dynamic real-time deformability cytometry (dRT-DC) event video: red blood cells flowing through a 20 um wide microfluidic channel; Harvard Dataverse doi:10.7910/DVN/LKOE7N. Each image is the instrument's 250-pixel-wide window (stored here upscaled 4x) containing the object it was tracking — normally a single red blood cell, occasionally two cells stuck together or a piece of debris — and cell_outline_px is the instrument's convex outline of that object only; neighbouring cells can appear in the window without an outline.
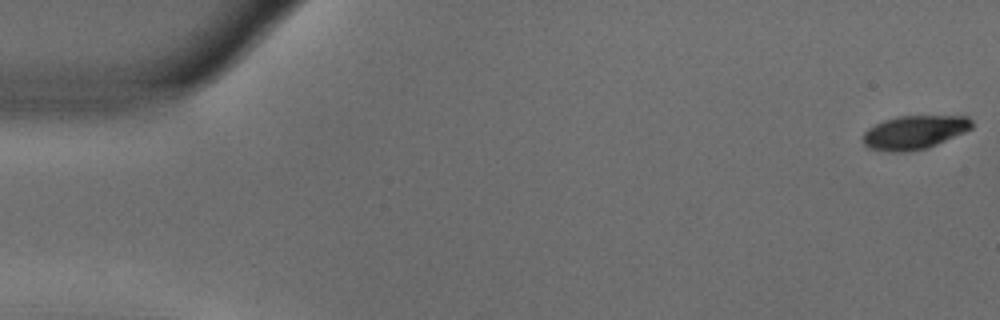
{"species": "common noctule bat (a hibernating species)", "species_latin": "Nyctalus noctula", "temperature_condition": "warm", "stored_images_in_passage": 55, "camera_frame_rate_fps": 3000, "um_per_image_px": 0.085, "animal": {"sex": "male", "body_mass_g": 18.8}, "frame": {"image": 1, "passage_image": 1, "time_ms": 0.0, "image_size_px": [1000, 320], "cell_outline_px": [[972, 128], [964, 132], [928, 148], [904, 152], [892, 152], [868, 148], [864, 144], [864, 132], [868, 128], [884, 120], [896, 116], [968, 116], [972, 120]], "centroid_in_image_um": [77.72, 11.24], "position_along_channel_um": 7.3, "area_um2": 21.27}}
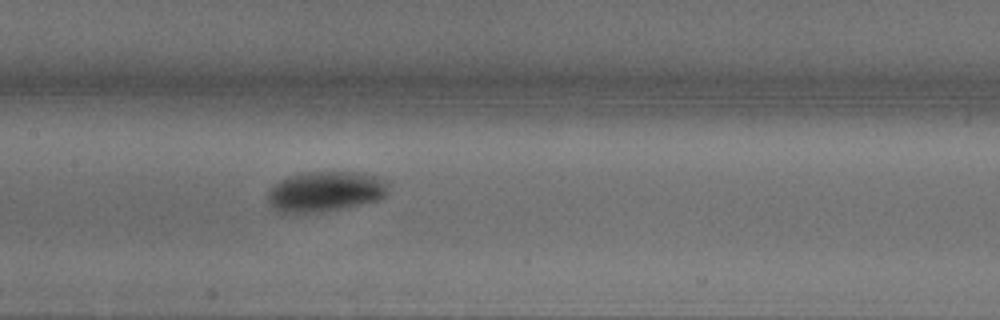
{"frame": {"image": 2, "passage_image": 27, "time_ms": 8.667, "image_size_px": [1000, 320], "cell_outline_px": [[388, 192], [380, 200], [344, 208], [324, 212], [276, 212], [268, 204], [268, 192], [272, 184], [284, 176], [304, 172], [364, 172], [388, 180]], "centroid_in_image_um": [27.64, 16.26], "position_along_channel_um": 179.8, "area_um2": 29.02}}
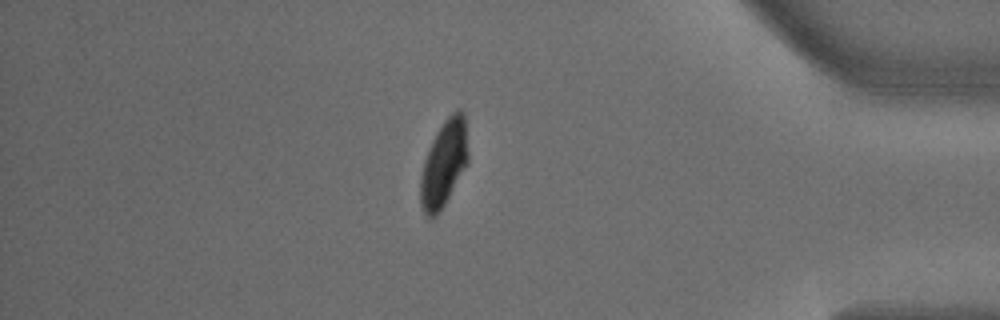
{"frame": {"image": 3, "passage_image": 48, "time_ms": 15.667, "image_size_px": [1000, 320], "cell_outline_px": [[468, 164], [440, 212], [432, 220], [428, 220], [420, 204], [420, 176], [424, 160], [428, 148], [436, 132], [444, 120], [456, 108], [460, 108], [464, 112], [468, 152]], "centroid_in_image_um": [37.72, 13.92], "position_along_channel_um": 397.5, "area_um2": 24.45}}